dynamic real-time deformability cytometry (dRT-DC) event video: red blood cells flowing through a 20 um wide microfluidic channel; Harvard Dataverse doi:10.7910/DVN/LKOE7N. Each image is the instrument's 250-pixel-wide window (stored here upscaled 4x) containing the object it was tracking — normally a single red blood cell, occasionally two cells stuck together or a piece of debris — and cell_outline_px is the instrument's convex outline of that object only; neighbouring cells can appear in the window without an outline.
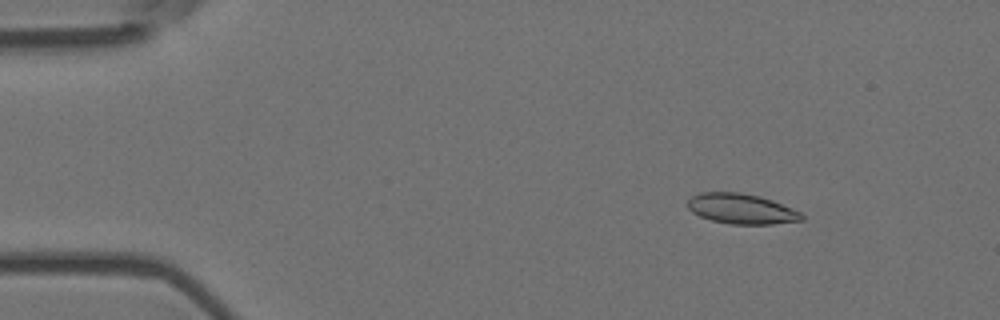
{"species": "Egyptian fruit bat (a non-hibernating species)", "species_latin": "Rousettus aegyptiacus", "temperature_condition": "room temperature", "stored_images_in_passage": 5, "camera_frame_rate_fps": 3000, "um_per_image_px": 0.085, "animal": {"sex": "female"}, "frame": {"image": 1, "passage_image": 1, "time_ms": 0.0, "image_size_px": [1000, 320], "cell_outline_px": [[804, 220], [772, 224], [732, 224], [712, 220], [700, 216], [692, 212], [688, 208], [688, 200], [692, 196], [700, 192], [740, 192], [760, 196], [772, 200], [792, 208], [800, 212], [804, 216]], "centroid_in_image_um": [63.03, 17.74], "position_along_channel_um": 22.0, "area_um2": 20.06}}
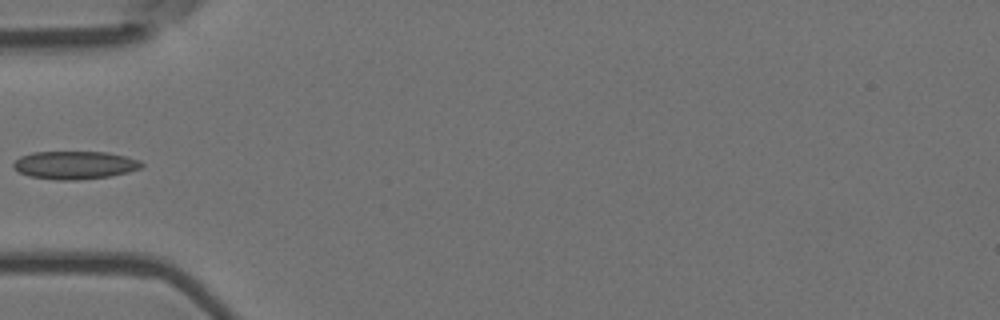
{"frame": {"image": 2, "passage_image": 4, "time_ms": 1.0, "image_size_px": [1000, 320], "cell_outline_px": [[144, 164], [140, 168], [128, 172], [108, 176], [80, 180], [56, 180], [28, 176], [12, 168], [12, 164], [20, 156], [32, 152], [108, 152], [140, 160]], "centroid_in_image_um": [6.33, 14.03], "position_along_channel_um": 78.7, "area_um2": 20.98}}
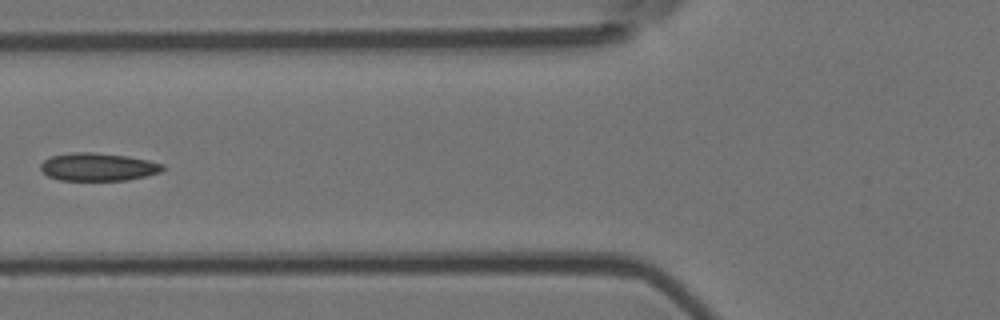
{"frame": {"image": 3, "passage_image": 5, "time_ms": 1.333, "image_size_px": [1000, 320], "cell_outline_px": [[164, 168], [160, 172], [128, 180], [60, 180], [48, 176], [40, 168], [40, 164], [44, 160], [52, 156], [72, 152], [92, 152], [128, 156], [148, 160], [164, 164]], "centroid_in_image_um": [8.33, 14.18], "position_along_channel_um": 117.5, "area_um2": 19.77}}